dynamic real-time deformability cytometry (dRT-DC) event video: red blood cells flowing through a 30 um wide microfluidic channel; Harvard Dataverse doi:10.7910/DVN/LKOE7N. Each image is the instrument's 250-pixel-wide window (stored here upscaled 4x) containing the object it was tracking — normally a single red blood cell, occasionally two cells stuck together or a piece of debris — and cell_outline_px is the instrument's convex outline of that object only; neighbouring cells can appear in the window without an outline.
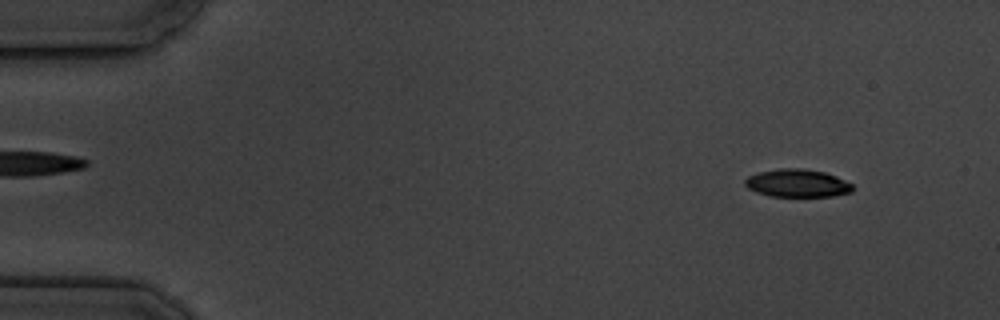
{"species": "common noctule bat (a hibernating species)", "species_latin": "Nyctalus noctula", "temperature_condition": "cold", "stored_images_in_passage": 5, "segment_of_instrument_passage": [2, 2], "camera_frame_rate_fps": 3000, "um_per_image_px": 0.085, "animal": {"sex": "male", "body_mass_g": 19.5, "forearm_length_mm": 54.6}, "frame": {"image": 1, "passage_image": 5, "time_ms": 5.667, "image_size_px": [1000, 320], "cell_outline_px": [[852, 192], [832, 196], [768, 196], [756, 192], [748, 188], [744, 184], [744, 180], [748, 176], [760, 172], [780, 168], [804, 168], [824, 172], [836, 176], [852, 184]], "centroid_in_image_um": [67.75, 15.57], "position_along_channel_um": 17.2, "area_um2": 17.46}}